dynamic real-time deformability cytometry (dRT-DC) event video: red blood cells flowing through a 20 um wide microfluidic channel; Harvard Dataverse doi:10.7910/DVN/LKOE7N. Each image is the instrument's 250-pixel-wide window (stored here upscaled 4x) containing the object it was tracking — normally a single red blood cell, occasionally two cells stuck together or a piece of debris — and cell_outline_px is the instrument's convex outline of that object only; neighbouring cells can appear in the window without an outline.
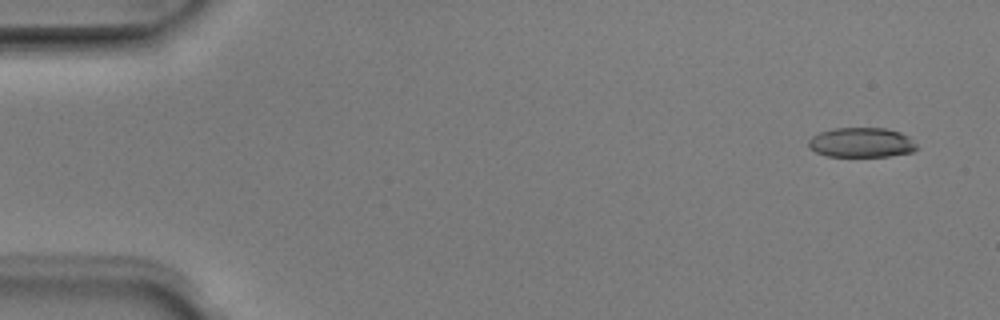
{"species": "Egyptian fruit bat (a non-hibernating species)", "species_latin": "Rousettus aegyptiacus", "temperature_condition": "room temperature", "stored_images_in_passage": 8, "camera_frame_rate_fps": 3000, "um_per_image_px": 0.085, "animal": {"sex": "male"}, "frame": {"image": 1, "passage_image": 1, "time_ms": 0.0, "image_size_px": [1000, 320], "cell_outline_px": [[920, 148], [912, 152], [888, 156], [828, 156], [816, 152], [808, 148], [808, 140], [812, 136], [820, 132], [832, 128], [888, 128], [900, 132], [908, 136]], "centroid_in_image_um": [73.22, 12.11], "position_along_channel_um": 11.8, "area_um2": 18.9}}
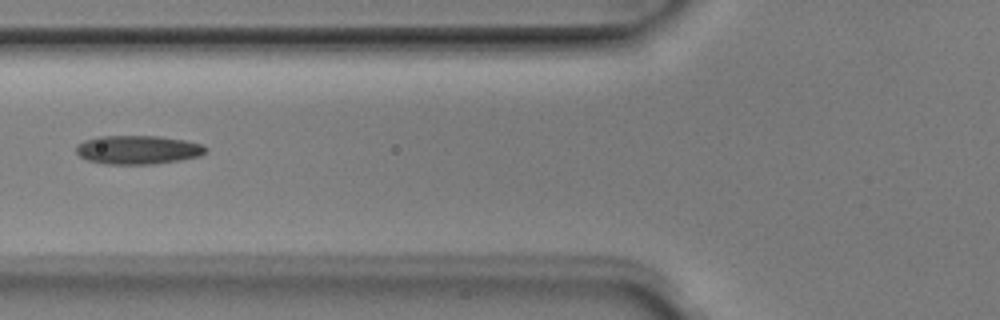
{"frame": {"image": 2, "passage_image": 6, "time_ms": 1.667, "image_size_px": [1000, 320], "cell_outline_px": [[208, 148], [200, 156], [180, 160], [152, 164], [108, 164], [88, 160], [80, 156], [76, 152], [76, 148], [84, 140], [100, 136], [160, 136], [184, 140], [204, 144]], "centroid_in_image_um": [11.75, 12.73], "position_along_channel_um": 114.0, "area_um2": 21.62}}
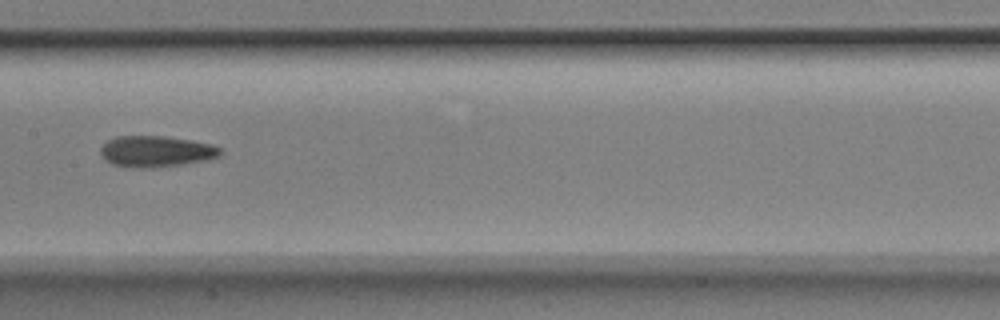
{"frame": {"image": 3, "passage_image": 8, "time_ms": 2.333, "image_size_px": [1000, 320], "cell_outline_px": [[224, 152], [220, 156], [208, 160], [152, 168], [132, 168], [112, 164], [104, 160], [100, 152], [100, 148], [108, 140], [116, 136], [164, 136], [192, 140], [212, 144], [220, 148]], "centroid_in_image_um": [13.27, 12.87], "position_along_channel_um": 194.1, "area_um2": 21.96}}